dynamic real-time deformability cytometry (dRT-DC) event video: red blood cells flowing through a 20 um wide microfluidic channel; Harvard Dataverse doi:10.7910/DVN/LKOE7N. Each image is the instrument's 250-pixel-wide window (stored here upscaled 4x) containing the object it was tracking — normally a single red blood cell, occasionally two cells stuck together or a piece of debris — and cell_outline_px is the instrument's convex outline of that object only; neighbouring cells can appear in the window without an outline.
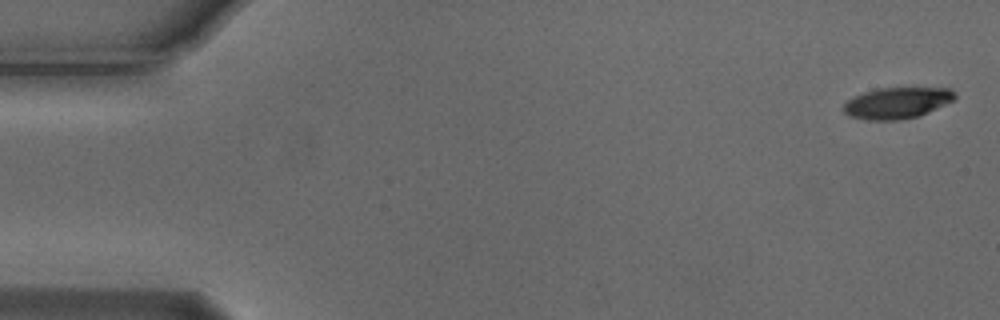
{"species": "Egyptian fruit bat (a non-hibernating species)", "species_latin": "Rousettus aegyptiacus", "temperature_condition": "cold", "stored_images_in_passage": 5, "camera_frame_rate_fps": 3000, "um_per_image_px": 0.085, "animal": {"sex": "male"}, "frame": {"image": 1, "passage_image": 1, "time_ms": 0.0, "image_size_px": [1000, 320], "cell_outline_px": [[956, 100], [928, 112], [916, 116], [900, 120], [868, 120], [848, 116], [844, 112], [844, 104], [848, 100], [864, 92], [876, 88], [948, 88], [956, 96]], "centroid_in_image_um": [76.25, 8.75], "position_along_channel_um": 8.8, "area_um2": 20.11}}
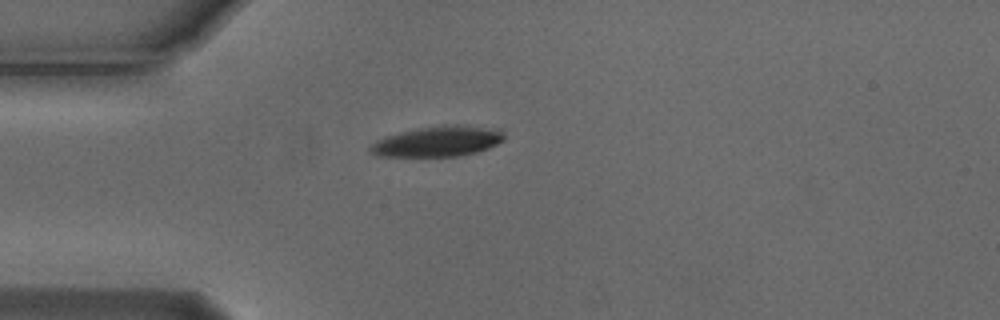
{"frame": {"image": 2, "passage_image": 4, "time_ms": 1.0, "image_size_px": [1000, 320], "cell_outline_px": [[504, 140], [488, 148], [476, 152], [460, 156], [376, 156], [368, 152], [368, 148], [376, 140], [384, 136], [400, 132], [420, 128], [448, 124], [456, 124], [500, 128], [504, 132]], "centroid_in_image_um": [37.22, 12.01], "position_along_channel_um": 47.8, "area_um2": 23.99}}